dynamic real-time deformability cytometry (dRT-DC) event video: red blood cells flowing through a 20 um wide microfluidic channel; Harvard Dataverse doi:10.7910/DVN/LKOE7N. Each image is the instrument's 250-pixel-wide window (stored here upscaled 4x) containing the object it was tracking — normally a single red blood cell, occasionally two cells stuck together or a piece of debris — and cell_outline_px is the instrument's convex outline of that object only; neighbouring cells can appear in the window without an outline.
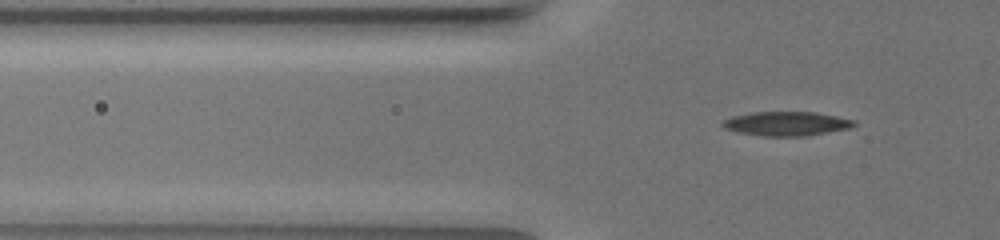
{"species": "common noctule bat (a hibernating species)", "species_latin": "Nyctalus noctula", "temperature_condition": "warm", "stored_images_in_passage": 43, "camera_frame_rate_fps": 3000, "um_per_image_px": 0.085, "animal": {"sex": "female", "body_mass_g": 19.5, "forearm_length_mm": 54.1}, "frame": {"image": 1, "passage_image": 6, "time_ms": 1.667, "image_size_px": [1000, 240], "cell_outline_px": [[856, 124], [848, 128], [804, 136], [760, 136], [736, 132], [724, 128], [720, 124], [720, 120], [732, 116], [752, 112], [816, 112], [856, 120]], "centroid_in_image_um": [66.77, 10.5], "position_along_channel_um": 59.0, "area_um2": 18.61}}
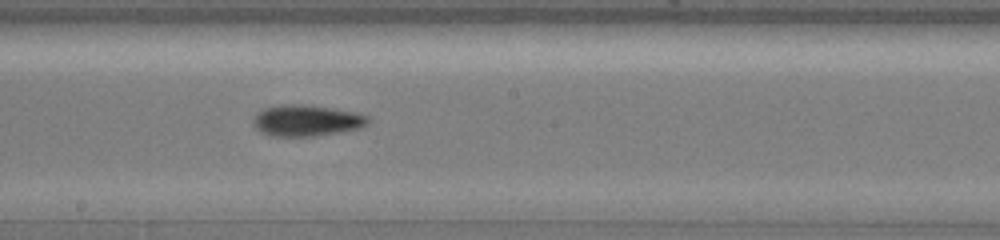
{"frame": {"image": 2, "passage_image": 22, "time_ms": 7.0, "image_size_px": [1000, 240], "cell_outline_px": [[368, 124], [360, 128], [340, 132], [316, 136], [268, 136], [260, 132], [252, 124], [252, 120], [256, 112], [264, 108], [284, 104], [300, 104], [328, 108], [352, 112], [368, 116]], "centroid_in_image_um": [25.98, 10.26], "position_along_channel_um": 222.2, "area_um2": 20.87}}
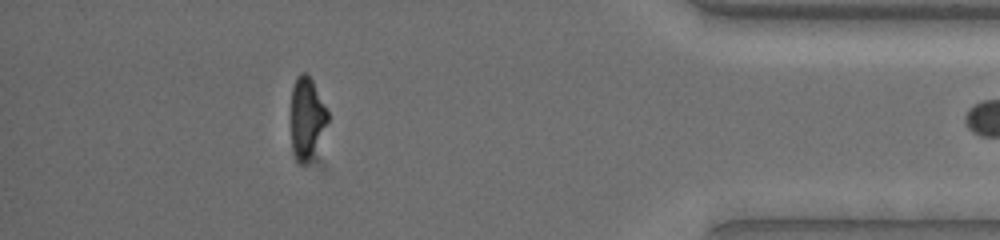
{"frame": {"image": 3, "passage_image": 42, "time_ms": 13.667, "image_size_px": [1000, 240], "cell_outline_px": [[328, 120], [308, 160], [304, 164], [300, 164], [296, 160], [292, 144], [292, 88], [296, 76], [300, 72], [304, 72], [312, 80], [328, 112]], "centroid_in_image_um": [26.05, 9.96], "position_along_channel_um": 409.1, "area_um2": 16.65}}